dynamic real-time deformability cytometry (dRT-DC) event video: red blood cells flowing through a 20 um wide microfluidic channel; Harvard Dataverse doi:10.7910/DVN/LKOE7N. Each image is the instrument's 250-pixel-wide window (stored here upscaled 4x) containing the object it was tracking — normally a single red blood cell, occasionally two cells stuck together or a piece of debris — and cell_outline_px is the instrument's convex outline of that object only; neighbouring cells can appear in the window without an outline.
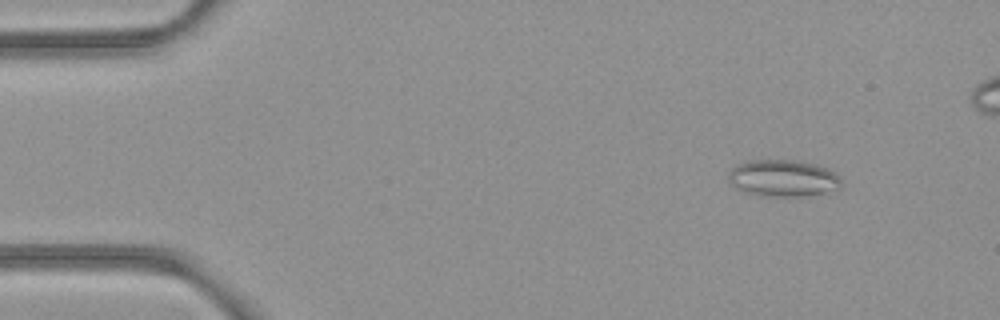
{"species": "common noctule bat (a hibernating species)", "species_latin": "Nyctalus noctula", "temperature_condition": "room temperature", "stored_images_in_passage": 5, "camera_frame_rate_fps": 3000, "um_per_image_px": 0.085, "animal": {"sex": "female", "body_mass_g": 21.9}, "frame": {"image": 1, "passage_image": 2, "time_ms": 0.333, "image_size_px": [1000, 320], "cell_outline_px": [[840, 188], [824, 192], [804, 196], [764, 196], [744, 192], [736, 188], [728, 180], [728, 176], [732, 168], [740, 164], [752, 160], [796, 160], [812, 164], [824, 168], [832, 172], [840, 180]], "centroid_in_image_um": [66.51, 15.16], "position_along_channel_um": 18.5, "area_um2": 23.7}}